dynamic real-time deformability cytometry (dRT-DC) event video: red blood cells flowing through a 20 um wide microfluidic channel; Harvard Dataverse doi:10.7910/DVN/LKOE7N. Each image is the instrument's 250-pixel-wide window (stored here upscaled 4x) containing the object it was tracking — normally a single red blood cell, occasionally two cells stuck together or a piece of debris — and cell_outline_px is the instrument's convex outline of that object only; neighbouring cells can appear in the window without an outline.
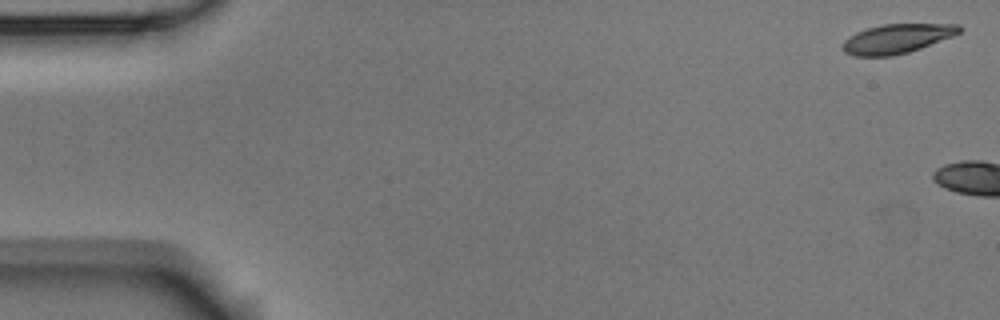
{"species": "Egyptian fruit bat (a non-hibernating species)", "species_latin": "Rousettus aegyptiacus", "temperature_condition": "room temperature", "stored_images_in_passage": 2, "camera_frame_rate_fps": 3000, "um_per_image_px": 0.085, "animal": {"sex": "male"}, "frame": {"image": 1, "passage_image": 1, "time_ms": 0.0, "image_size_px": [1000, 320], "cell_outline_px": [[964, 28], [960, 32], [952, 36], [920, 48], [908, 52], [892, 56], [852, 56], [844, 52], [844, 40], [856, 32], [868, 28], [884, 24], [960, 24]], "centroid_in_image_um": [76.25, 3.28], "position_along_channel_um": 8.7, "area_um2": 19.77}}